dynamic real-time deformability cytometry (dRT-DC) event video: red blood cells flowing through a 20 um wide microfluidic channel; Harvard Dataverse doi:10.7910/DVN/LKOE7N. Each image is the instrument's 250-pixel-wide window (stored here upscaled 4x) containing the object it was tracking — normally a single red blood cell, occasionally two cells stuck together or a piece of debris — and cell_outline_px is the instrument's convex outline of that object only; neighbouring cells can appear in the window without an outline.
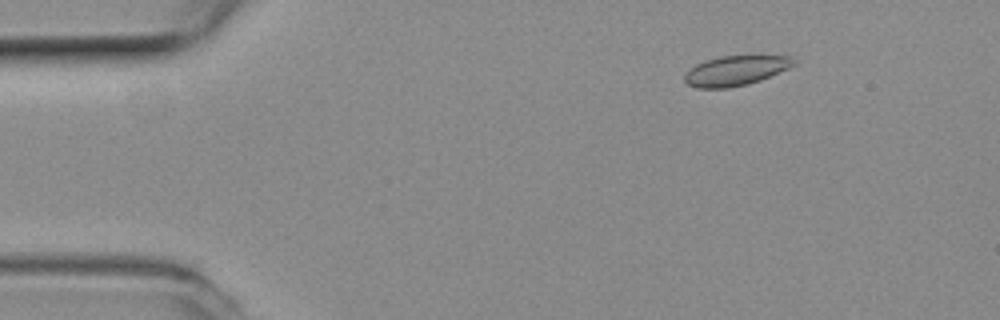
{"species": "common noctule bat (a hibernating species)", "species_latin": "Nyctalus noctula", "temperature_condition": "room temperature", "stored_images_in_passage": 53, "camera_frame_rate_fps": 3000, "um_per_image_px": 0.085, "animal": {"sex": "female", "body_mass_g": 19.3, "forearm_length_mm": 54.1}, "frame": {"image": 1, "passage_image": 8, "time_ms": 2.333, "image_size_px": [1000, 320], "cell_outline_px": [[796, 64], [788, 68], [760, 80], [748, 84], [728, 88], [696, 88], [688, 84], [684, 80], [684, 76], [696, 64], [704, 60], [720, 56], [792, 56], [796, 60]], "centroid_in_image_um": [62.53, 6.0], "position_along_channel_um": 22.5, "area_um2": 18.84}}
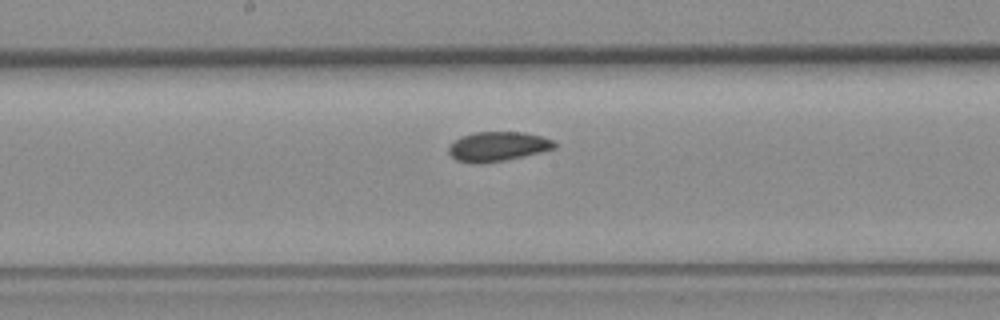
{"frame": {"image": 2, "passage_image": 28, "time_ms": 9.0, "image_size_px": [1000, 320], "cell_outline_px": [[556, 148], [540, 152], [504, 160], [480, 164], [476, 164], [456, 160], [448, 152], [448, 148], [460, 136], [476, 132], [524, 132], [540, 136], [552, 140], [556, 144]], "centroid_in_image_um": [42.29, 12.45], "position_along_channel_um": 205.9, "area_um2": 18.03}}
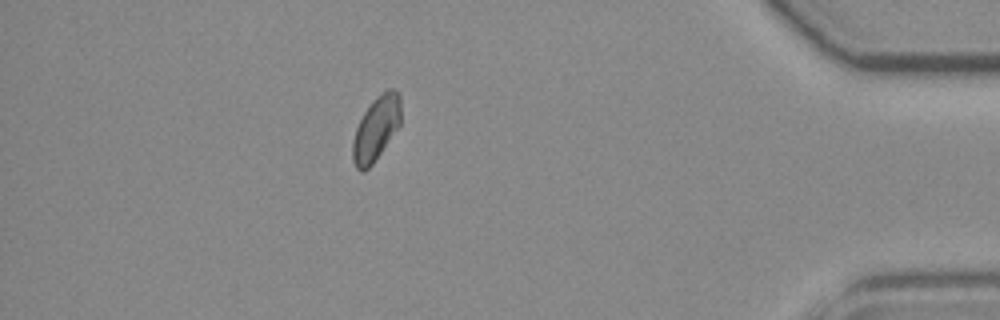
{"frame": {"image": 3, "passage_image": 47, "time_ms": 15.333, "image_size_px": [1000, 320], "cell_outline_px": [[400, 124], [372, 164], [364, 172], [360, 172], [356, 168], [352, 160], [352, 140], [356, 128], [364, 112], [372, 100], [376, 96], [388, 88], [396, 88], [400, 92]], "centroid_in_image_um": [31.95, 10.9], "position_along_channel_um": 403.2, "area_um2": 18.03}, "authors_computed_cell_mechanics": {"area_um2": 18.496, "velocity_mm_per_s": 3.9016, "shape_relaxation_time_tau1_ms": null, "shape_relaxation_time_tau2_ms": 2.7901, "deformation_change_tau1": null, "deformation_change_tau2": 0.045}}